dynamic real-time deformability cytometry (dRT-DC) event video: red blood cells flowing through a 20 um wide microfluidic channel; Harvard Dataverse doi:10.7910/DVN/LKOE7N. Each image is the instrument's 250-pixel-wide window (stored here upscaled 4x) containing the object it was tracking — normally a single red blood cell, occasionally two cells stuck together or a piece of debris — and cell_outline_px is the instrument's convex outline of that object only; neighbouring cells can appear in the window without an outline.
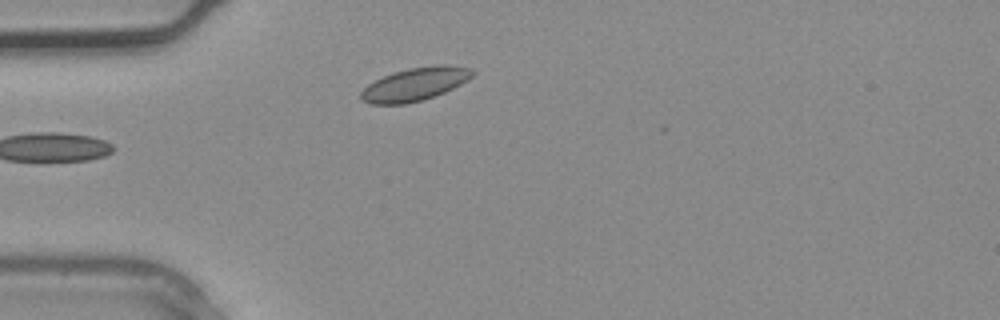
{"species": "common noctule bat (a hibernating species)", "species_latin": "Nyctalus noctula", "temperature_condition": "warm", "stored_images_in_passage": 2, "camera_frame_rate_fps": 3000, "um_per_image_px": 0.085, "animal": {"sex": "male", "body_mass_g": 20.4}, "frame": {"image": 1, "passage_image": 2, "time_ms": 0.333, "image_size_px": [1000, 320], "cell_outline_px": [[476, 72], [468, 80], [444, 92], [420, 100], [404, 104], [372, 104], [360, 100], [360, 92], [368, 84], [392, 72], [408, 68], [436, 64], [448, 64], [472, 68]], "centroid_in_image_um": [35.28, 7.13], "position_along_channel_um": 49.7, "area_um2": 21.56}}